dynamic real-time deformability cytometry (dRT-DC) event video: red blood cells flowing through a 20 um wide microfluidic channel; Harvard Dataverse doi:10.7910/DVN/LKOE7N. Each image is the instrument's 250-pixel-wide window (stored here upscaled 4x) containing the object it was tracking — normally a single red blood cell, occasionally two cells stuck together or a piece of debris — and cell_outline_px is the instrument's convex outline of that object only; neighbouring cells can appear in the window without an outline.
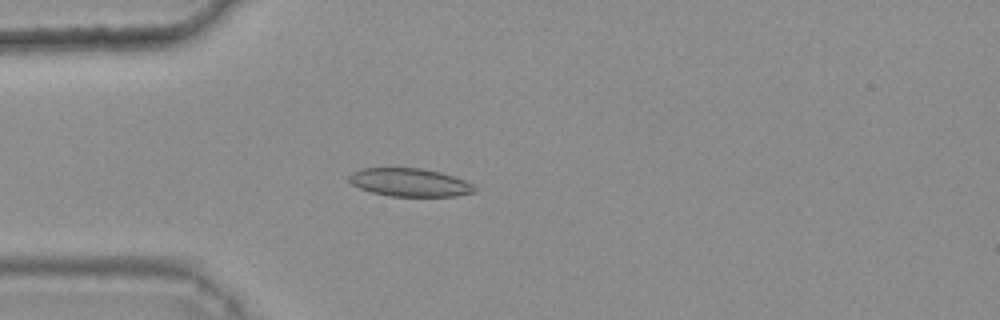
{"species": "common noctule bat (a hibernating species)", "species_latin": "Nyctalus noctula", "temperature_condition": "warm", "stored_images_in_passage": 36, "camera_frame_rate_fps": 3000, "um_per_image_px": 0.085, "animal": {"sex": "female", "body_mass_g": 25.1}, "frame": {"image": 1, "passage_image": 5, "time_ms": 1.333, "image_size_px": [1000, 320], "cell_outline_px": [[476, 192], [456, 196], [388, 196], [372, 192], [360, 188], [352, 184], [348, 180], [348, 176], [352, 172], [360, 168], [420, 168], [440, 172], [464, 180], [472, 184], [476, 188]], "centroid_in_image_um": [34.81, 15.5], "position_along_channel_um": 50.2, "area_um2": 20.58}}
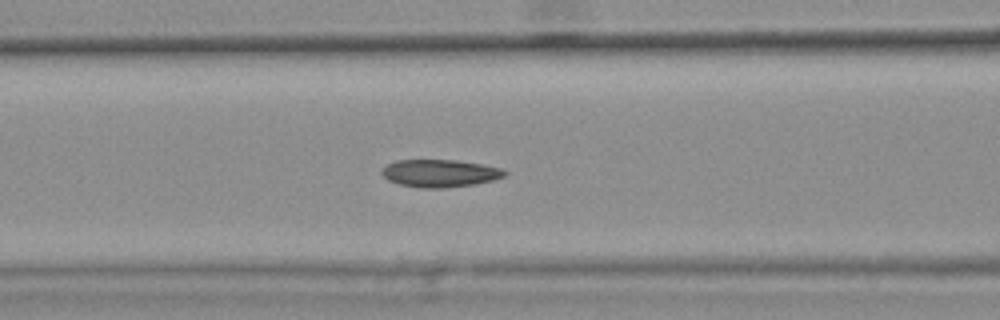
{"frame": {"image": 2, "passage_image": 12, "time_ms": 3.667, "image_size_px": [1000, 320], "cell_outline_px": [[508, 172], [504, 176], [492, 180], [476, 184], [444, 188], [420, 188], [400, 184], [388, 180], [380, 172], [388, 164], [396, 160], [456, 160], [480, 164], [500, 168]], "centroid_in_image_um": [37.38, 14.73], "position_along_channel_um": 129.2, "area_um2": 19.59}}
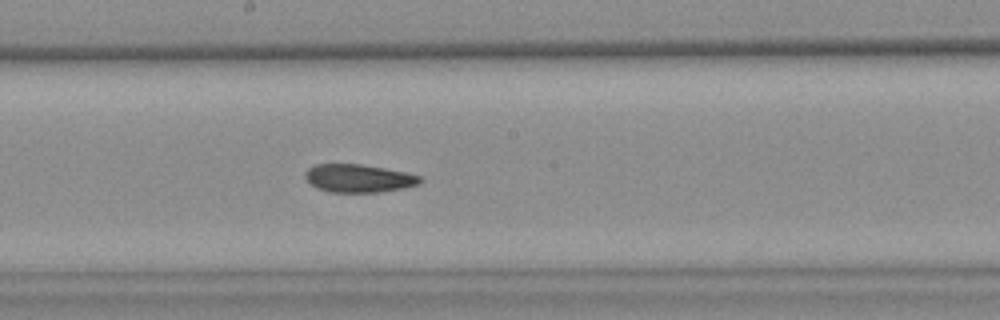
{"frame": {"image": 3, "passage_image": 19, "time_ms": 6.0, "image_size_px": [1000, 320], "cell_outline_px": [[424, 180], [420, 184], [404, 188], [380, 192], [328, 192], [316, 188], [304, 176], [304, 172], [308, 168], [316, 164], [360, 164], [384, 168], [404, 172], [420, 176]], "centroid_in_image_um": [30.49, 15.16], "position_along_channel_um": 217.7, "area_um2": 18.84}, "authors_computed_cell_mechanics": {"area_um2": 19.5364, "velocity_mm_per_s": 3.8023, "shape_relaxation_time_tau1_ms": null, "shape_relaxation_time_tau2_ms": 7.0296, "deformation_change_tau1": null, "deformation_change_tau2": 0.1233}}